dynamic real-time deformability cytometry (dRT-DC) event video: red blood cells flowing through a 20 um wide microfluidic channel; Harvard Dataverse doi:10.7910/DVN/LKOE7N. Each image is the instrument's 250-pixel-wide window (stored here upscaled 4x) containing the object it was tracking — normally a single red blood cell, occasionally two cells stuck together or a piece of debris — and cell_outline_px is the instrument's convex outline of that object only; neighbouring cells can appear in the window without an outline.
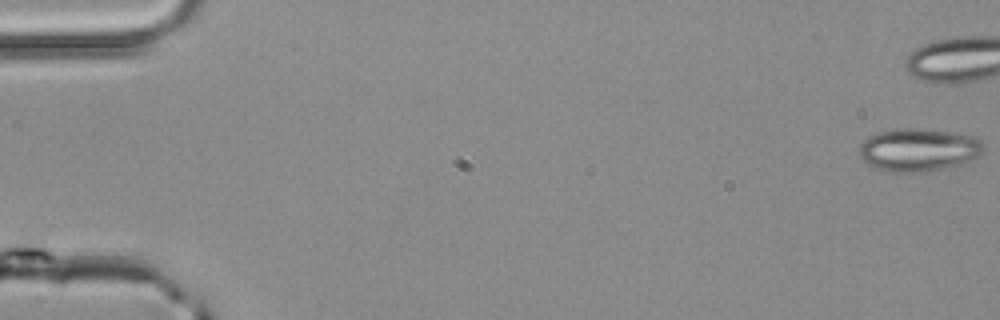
{"species": "common noctule bat (a hibernating species)", "species_latin": "Nyctalus noctula", "temperature_condition": "room temperature", "stored_images_in_passage": 5, "camera_frame_rate_fps": 3000, "um_per_image_px": 0.085, "animal": {"sex": "male", "body_mass_g": 20.4}, "frame": {"image": 1, "passage_image": 1, "time_ms": 0.0, "image_size_px": [1000, 320], "cell_outline_px": [[984, 152], [980, 156], [968, 164], [944, 168], [916, 172], [888, 172], [876, 168], [868, 164], [860, 156], [860, 144], [868, 136], [880, 132], [900, 128], [924, 128], [972, 136], [980, 140], [984, 144]], "centroid_in_image_um": [78.13, 12.74], "position_along_channel_um": 6.9, "area_um2": 31.33}}
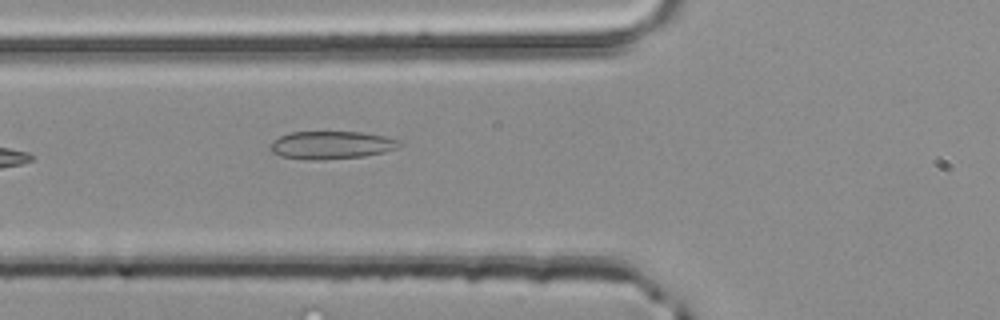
{"frame": {"image": 2, "passage_image": 5, "time_ms": 1.333, "image_size_px": [1000, 320], "cell_outline_px": [[404, 144], [396, 148], [384, 152], [364, 156], [324, 160], [308, 160], [280, 156], [272, 152], [268, 148], [268, 144], [272, 140], [280, 136], [292, 132], [360, 132], [384, 136], [400, 140]], "centroid_in_image_um": [28.14, 12.34], "position_along_channel_um": 97.7, "area_um2": 21.21}}